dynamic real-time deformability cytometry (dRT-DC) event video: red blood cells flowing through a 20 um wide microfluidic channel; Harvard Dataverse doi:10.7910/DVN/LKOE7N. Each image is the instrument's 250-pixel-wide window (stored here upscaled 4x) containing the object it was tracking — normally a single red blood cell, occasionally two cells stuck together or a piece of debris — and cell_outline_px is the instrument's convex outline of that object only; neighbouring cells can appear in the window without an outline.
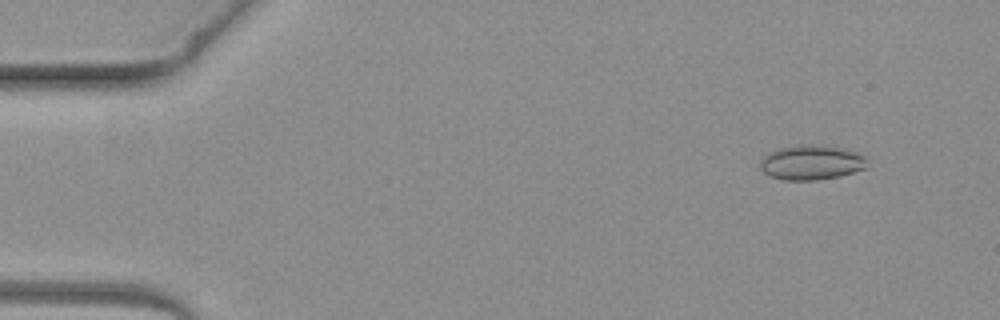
{"species": "common noctule bat (a hibernating species)", "species_latin": "Nyctalus noctula", "temperature_condition": "warm", "stored_images_in_passage": 3, "camera_frame_rate_fps": 3000, "um_per_image_px": 0.085, "animal": {"sex": "female", "body_mass_g": 19.3, "forearm_length_mm": 54.1}, "frame": {"image": 1, "passage_image": 1, "time_ms": 0.0, "image_size_px": [1000, 320], "cell_outline_px": [[868, 156], [864, 168], [840, 176], [816, 180], [784, 180], [768, 176], [760, 168], [760, 160], [764, 156], [780, 148], [840, 148], [856, 152]], "centroid_in_image_um": [68.97, 13.88], "position_along_channel_um": 16.0, "area_um2": 20.52}}
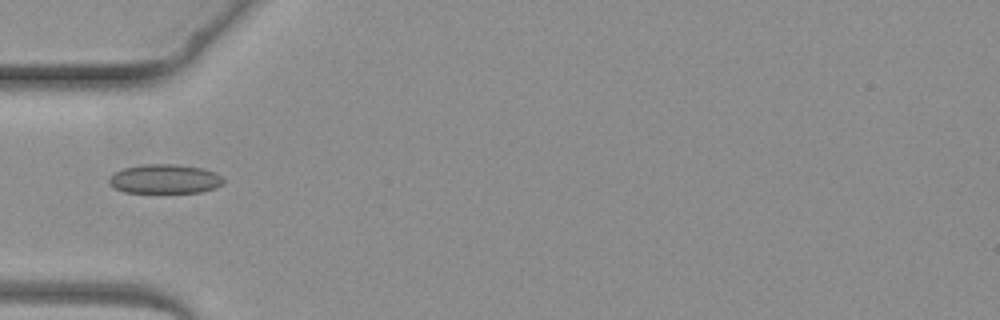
{"frame": {"image": 2, "passage_image": 3, "time_ms": 3.333, "image_size_px": [1000, 320], "cell_outline_px": [[224, 184], [216, 188], [200, 192], [124, 192], [108, 184], [108, 176], [112, 172], [124, 168], [140, 164], [176, 164], [200, 168], [216, 172], [224, 176]], "centroid_in_image_um": [14.0, 15.2], "position_along_channel_um": 71.0, "area_um2": 19.77}}